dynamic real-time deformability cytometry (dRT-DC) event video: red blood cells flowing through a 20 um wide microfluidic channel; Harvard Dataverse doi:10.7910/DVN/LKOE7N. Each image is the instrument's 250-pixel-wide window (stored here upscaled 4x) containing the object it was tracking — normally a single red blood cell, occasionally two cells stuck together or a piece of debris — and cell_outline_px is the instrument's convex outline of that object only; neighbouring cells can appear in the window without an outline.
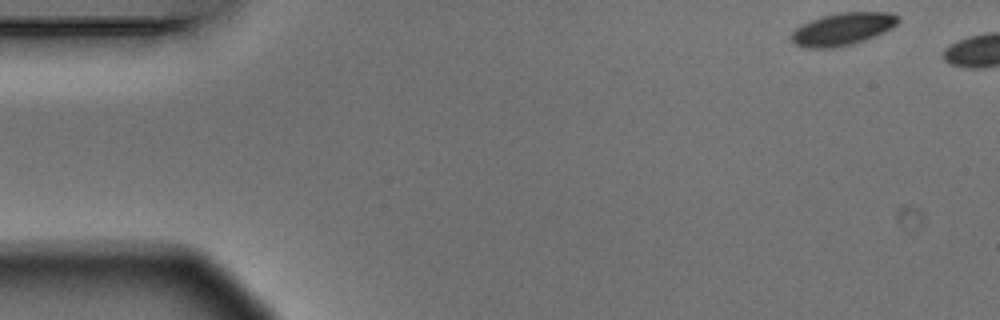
{"species": "Egyptian fruit bat (a non-hibernating species)", "species_latin": "Rousettus aegyptiacus", "temperature_condition": "warm", "stored_images_in_passage": 2, "camera_frame_rate_fps": 3000, "um_per_image_px": 0.085, "animal": {"sex": "male"}, "frame": {"image": 1, "passage_image": 1, "time_ms": 0.0, "image_size_px": [1000, 320], "cell_outline_px": [[900, 20], [892, 28], [864, 40], [852, 44], [836, 48], [800, 48], [792, 40], [792, 32], [796, 28], [812, 20], [824, 16], [840, 12], [888, 12], [900, 16]], "centroid_in_image_um": [71.64, 2.47], "position_along_channel_um": 13.4, "area_um2": 20.06}}